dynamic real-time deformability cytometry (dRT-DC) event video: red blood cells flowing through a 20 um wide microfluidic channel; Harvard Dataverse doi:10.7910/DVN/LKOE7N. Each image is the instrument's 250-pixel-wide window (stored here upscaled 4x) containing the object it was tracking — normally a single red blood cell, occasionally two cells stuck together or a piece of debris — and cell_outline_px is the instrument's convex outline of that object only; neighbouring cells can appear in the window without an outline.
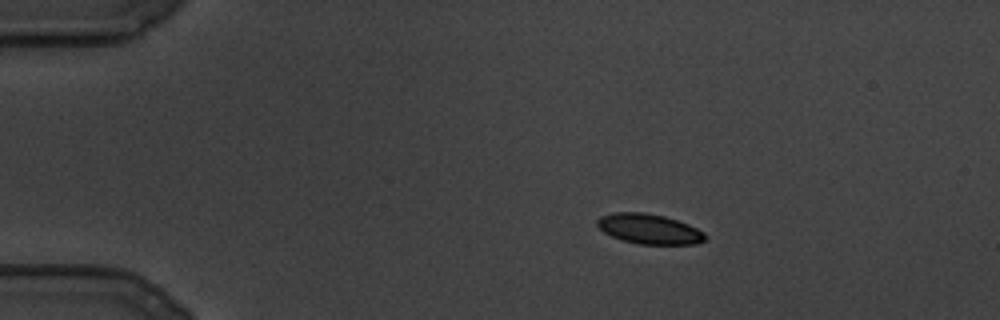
{"species": "common noctule bat (a hibernating species)", "species_latin": "Nyctalus noctula", "temperature_condition": "cold", "stored_images_in_passage": 14, "camera_frame_rate_fps": 3000, "um_per_image_px": 0.085, "animal": {"sex": "male", "body_mass_g": 19.5, "forearm_length_mm": 54.6}, "frame": {"image": 1, "passage_image": 1, "time_ms": 0.0, "image_size_px": [1000, 320], "cell_outline_px": [[708, 240], [696, 244], [640, 244], [624, 240], [612, 236], [604, 232], [596, 224], [596, 220], [600, 216], [612, 212], [644, 212], [664, 216], [688, 224], [704, 232], [708, 236]], "centroid_in_image_um": [55.2, 19.45], "position_along_channel_um": 29.8, "area_um2": 18.96}}